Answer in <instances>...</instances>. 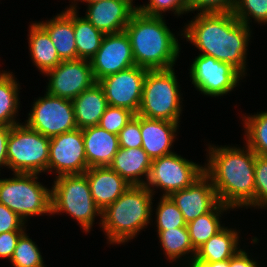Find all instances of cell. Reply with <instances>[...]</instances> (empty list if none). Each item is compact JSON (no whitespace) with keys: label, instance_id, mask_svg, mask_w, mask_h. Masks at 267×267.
<instances>
[{"label":"cell","instance_id":"obj_2","mask_svg":"<svg viewBox=\"0 0 267 267\" xmlns=\"http://www.w3.org/2000/svg\"><path fill=\"white\" fill-rule=\"evenodd\" d=\"M235 147H209L204 173L212 180L219 202L231 207L254 206L256 154Z\"/></svg>","mask_w":267,"mask_h":267},{"label":"cell","instance_id":"obj_13","mask_svg":"<svg viewBox=\"0 0 267 267\" xmlns=\"http://www.w3.org/2000/svg\"><path fill=\"white\" fill-rule=\"evenodd\" d=\"M84 147L79 128L50 138L48 171L55 170L57 176L84 174L89 168Z\"/></svg>","mask_w":267,"mask_h":267},{"label":"cell","instance_id":"obj_21","mask_svg":"<svg viewBox=\"0 0 267 267\" xmlns=\"http://www.w3.org/2000/svg\"><path fill=\"white\" fill-rule=\"evenodd\" d=\"M48 33L62 61L77 60L74 9L68 8L48 22H38Z\"/></svg>","mask_w":267,"mask_h":267},{"label":"cell","instance_id":"obj_26","mask_svg":"<svg viewBox=\"0 0 267 267\" xmlns=\"http://www.w3.org/2000/svg\"><path fill=\"white\" fill-rule=\"evenodd\" d=\"M70 8L74 9V36L77 59L90 60L100 48L105 34L96 29L85 17H78L76 5H72Z\"/></svg>","mask_w":267,"mask_h":267},{"label":"cell","instance_id":"obj_3","mask_svg":"<svg viewBox=\"0 0 267 267\" xmlns=\"http://www.w3.org/2000/svg\"><path fill=\"white\" fill-rule=\"evenodd\" d=\"M163 19L137 10L125 27L136 66L147 70H165L174 66L180 46Z\"/></svg>","mask_w":267,"mask_h":267},{"label":"cell","instance_id":"obj_1","mask_svg":"<svg viewBox=\"0 0 267 267\" xmlns=\"http://www.w3.org/2000/svg\"><path fill=\"white\" fill-rule=\"evenodd\" d=\"M195 17L184 30L187 41L202 51L201 54L231 64L244 76L250 27L233 12L198 13Z\"/></svg>","mask_w":267,"mask_h":267},{"label":"cell","instance_id":"obj_28","mask_svg":"<svg viewBox=\"0 0 267 267\" xmlns=\"http://www.w3.org/2000/svg\"><path fill=\"white\" fill-rule=\"evenodd\" d=\"M157 231L162 248L168 259L176 260L177 258L192 252L191 254H193V256L188 263L190 267L194 260L196 250L191 243L187 226Z\"/></svg>","mask_w":267,"mask_h":267},{"label":"cell","instance_id":"obj_31","mask_svg":"<svg viewBox=\"0 0 267 267\" xmlns=\"http://www.w3.org/2000/svg\"><path fill=\"white\" fill-rule=\"evenodd\" d=\"M37 245L24 232L10 260L14 267H45Z\"/></svg>","mask_w":267,"mask_h":267},{"label":"cell","instance_id":"obj_44","mask_svg":"<svg viewBox=\"0 0 267 267\" xmlns=\"http://www.w3.org/2000/svg\"><path fill=\"white\" fill-rule=\"evenodd\" d=\"M82 1L87 2V3H95V2H98V1H102V0H81V2Z\"/></svg>","mask_w":267,"mask_h":267},{"label":"cell","instance_id":"obj_16","mask_svg":"<svg viewBox=\"0 0 267 267\" xmlns=\"http://www.w3.org/2000/svg\"><path fill=\"white\" fill-rule=\"evenodd\" d=\"M169 197L186 223L210 212L219 203L212 180L205 173L192 185L173 192Z\"/></svg>","mask_w":267,"mask_h":267},{"label":"cell","instance_id":"obj_43","mask_svg":"<svg viewBox=\"0 0 267 267\" xmlns=\"http://www.w3.org/2000/svg\"><path fill=\"white\" fill-rule=\"evenodd\" d=\"M190 267H229V260L218 262H192Z\"/></svg>","mask_w":267,"mask_h":267},{"label":"cell","instance_id":"obj_9","mask_svg":"<svg viewBox=\"0 0 267 267\" xmlns=\"http://www.w3.org/2000/svg\"><path fill=\"white\" fill-rule=\"evenodd\" d=\"M204 174V167L190 162L174 152L155 158L145 187L151 192L150 185L160 187L165 192L163 196H170L173 192L187 188Z\"/></svg>","mask_w":267,"mask_h":267},{"label":"cell","instance_id":"obj_20","mask_svg":"<svg viewBox=\"0 0 267 267\" xmlns=\"http://www.w3.org/2000/svg\"><path fill=\"white\" fill-rule=\"evenodd\" d=\"M88 167L109 166L119 150L118 135L96 125L82 129Z\"/></svg>","mask_w":267,"mask_h":267},{"label":"cell","instance_id":"obj_4","mask_svg":"<svg viewBox=\"0 0 267 267\" xmlns=\"http://www.w3.org/2000/svg\"><path fill=\"white\" fill-rule=\"evenodd\" d=\"M151 192L145 185H131L117 200L102 211V228L111 243L134 238L151 219Z\"/></svg>","mask_w":267,"mask_h":267},{"label":"cell","instance_id":"obj_23","mask_svg":"<svg viewBox=\"0 0 267 267\" xmlns=\"http://www.w3.org/2000/svg\"><path fill=\"white\" fill-rule=\"evenodd\" d=\"M151 162L152 159L142 147L130 149L120 147L109 167L131 185H145L146 181L140 180V176L145 175L148 180Z\"/></svg>","mask_w":267,"mask_h":267},{"label":"cell","instance_id":"obj_18","mask_svg":"<svg viewBox=\"0 0 267 267\" xmlns=\"http://www.w3.org/2000/svg\"><path fill=\"white\" fill-rule=\"evenodd\" d=\"M84 174L87 176L93 200L101 211L114 203L131 186L109 166L90 167Z\"/></svg>","mask_w":267,"mask_h":267},{"label":"cell","instance_id":"obj_17","mask_svg":"<svg viewBox=\"0 0 267 267\" xmlns=\"http://www.w3.org/2000/svg\"><path fill=\"white\" fill-rule=\"evenodd\" d=\"M133 0H102L89 3L85 18L104 34L125 31L132 15L137 11Z\"/></svg>","mask_w":267,"mask_h":267},{"label":"cell","instance_id":"obj_8","mask_svg":"<svg viewBox=\"0 0 267 267\" xmlns=\"http://www.w3.org/2000/svg\"><path fill=\"white\" fill-rule=\"evenodd\" d=\"M0 179V203L24 221L28 216L51 214V190L37 182L36 173H14Z\"/></svg>","mask_w":267,"mask_h":267},{"label":"cell","instance_id":"obj_11","mask_svg":"<svg viewBox=\"0 0 267 267\" xmlns=\"http://www.w3.org/2000/svg\"><path fill=\"white\" fill-rule=\"evenodd\" d=\"M192 84L208 96H221L237 86L242 74L227 62L199 54L190 67Z\"/></svg>","mask_w":267,"mask_h":267},{"label":"cell","instance_id":"obj_40","mask_svg":"<svg viewBox=\"0 0 267 267\" xmlns=\"http://www.w3.org/2000/svg\"><path fill=\"white\" fill-rule=\"evenodd\" d=\"M24 231H9L0 234V257L12 259L18 240Z\"/></svg>","mask_w":267,"mask_h":267},{"label":"cell","instance_id":"obj_29","mask_svg":"<svg viewBox=\"0 0 267 267\" xmlns=\"http://www.w3.org/2000/svg\"><path fill=\"white\" fill-rule=\"evenodd\" d=\"M18 83L12 73L0 72V125L14 126L19 106Z\"/></svg>","mask_w":267,"mask_h":267},{"label":"cell","instance_id":"obj_27","mask_svg":"<svg viewBox=\"0 0 267 267\" xmlns=\"http://www.w3.org/2000/svg\"><path fill=\"white\" fill-rule=\"evenodd\" d=\"M230 208L219 202L210 212L187 223L190 240L195 250L223 228L219 216L221 217V212Z\"/></svg>","mask_w":267,"mask_h":267},{"label":"cell","instance_id":"obj_39","mask_svg":"<svg viewBox=\"0 0 267 267\" xmlns=\"http://www.w3.org/2000/svg\"><path fill=\"white\" fill-rule=\"evenodd\" d=\"M25 221L15 212L0 203V234L9 231H24Z\"/></svg>","mask_w":267,"mask_h":267},{"label":"cell","instance_id":"obj_15","mask_svg":"<svg viewBox=\"0 0 267 267\" xmlns=\"http://www.w3.org/2000/svg\"><path fill=\"white\" fill-rule=\"evenodd\" d=\"M94 78L99 80L135 66L131 42L125 31L105 34L97 53L90 59Z\"/></svg>","mask_w":267,"mask_h":267},{"label":"cell","instance_id":"obj_38","mask_svg":"<svg viewBox=\"0 0 267 267\" xmlns=\"http://www.w3.org/2000/svg\"><path fill=\"white\" fill-rule=\"evenodd\" d=\"M236 0H188L189 12L199 10L200 13L233 12Z\"/></svg>","mask_w":267,"mask_h":267},{"label":"cell","instance_id":"obj_35","mask_svg":"<svg viewBox=\"0 0 267 267\" xmlns=\"http://www.w3.org/2000/svg\"><path fill=\"white\" fill-rule=\"evenodd\" d=\"M149 4L137 6V10L148 16L162 17V11L171 10L181 15L189 11L188 0H149Z\"/></svg>","mask_w":267,"mask_h":267},{"label":"cell","instance_id":"obj_42","mask_svg":"<svg viewBox=\"0 0 267 267\" xmlns=\"http://www.w3.org/2000/svg\"><path fill=\"white\" fill-rule=\"evenodd\" d=\"M11 126L0 125V167L7 166V140Z\"/></svg>","mask_w":267,"mask_h":267},{"label":"cell","instance_id":"obj_32","mask_svg":"<svg viewBox=\"0 0 267 267\" xmlns=\"http://www.w3.org/2000/svg\"><path fill=\"white\" fill-rule=\"evenodd\" d=\"M156 211L158 230L186 227L187 225L181 211L169 196L160 198Z\"/></svg>","mask_w":267,"mask_h":267},{"label":"cell","instance_id":"obj_41","mask_svg":"<svg viewBox=\"0 0 267 267\" xmlns=\"http://www.w3.org/2000/svg\"><path fill=\"white\" fill-rule=\"evenodd\" d=\"M229 267H258L257 262L249 258L247 253L239 249V251L229 259Z\"/></svg>","mask_w":267,"mask_h":267},{"label":"cell","instance_id":"obj_24","mask_svg":"<svg viewBox=\"0 0 267 267\" xmlns=\"http://www.w3.org/2000/svg\"><path fill=\"white\" fill-rule=\"evenodd\" d=\"M238 232L223 227L196 250L193 262L229 260L238 250Z\"/></svg>","mask_w":267,"mask_h":267},{"label":"cell","instance_id":"obj_22","mask_svg":"<svg viewBox=\"0 0 267 267\" xmlns=\"http://www.w3.org/2000/svg\"><path fill=\"white\" fill-rule=\"evenodd\" d=\"M71 101L76 126L81 130L98 125L109 106L104 91L98 82Z\"/></svg>","mask_w":267,"mask_h":267},{"label":"cell","instance_id":"obj_30","mask_svg":"<svg viewBox=\"0 0 267 267\" xmlns=\"http://www.w3.org/2000/svg\"><path fill=\"white\" fill-rule=\"evenodd\" d=\"M245 119L247 145L256 155L267 156V112Z\"/></svg>","mask_w":267,"mask_h":267},{"label":"cell","instance_id":"obj_19","mask_svg":"<svg viewBox=\"0 0 267 267\" xmlns=\"http://www.w3.org/2000/svg\"><path fill=\"white\" fill-rule=\"evenodd\" d=\"M178 125L174 122L140 116L142 148L152 160L173 153L170 148Z\"/></svg>","mask_w":267,"mask_h":267},{"label":"cell","instance_id":"obj_36","mask_svg":"<svg viewBox=\"0 0 267 267\" xmlns=\"http://www.w3.org/2000/svg\"><path fill=\"white\" fill-rule=\"evenodd\" d=\"M254 207L267 206V156L256 155Z\"/></svg>","mask_w":267,"mask_h":267},{"label":"cell","instance_id":"obj_6","mask_svg":"<svg viewBox=\"0 0 267 267\" xmlns=\"http://www.w3.org/2000/svg\"><path fill=\"white\" fill-rule=\"evenodd\" d=\"M55 180L51 189V214L66 212L89 232L95 215L102 216V211L93 200L87 176L60 175Z\"/></svg>","mask_w":267,"mask_h":267},{"label":"cell","instance_id":"obj_33","mask_svg":"<svg viewBox=\"0 0 267 267\" xmlns=\"http://www.w3.org/2000/svg\"><path fill=\"white\" fill-rule=\"evenodd\" d=\"M233 14L248 27L250 17L258 23H267V0H236Z\"/></svg>","mask_w":267,"mask_h":267},{"label":"cell","instance_id":"obj_12","mask_svg":"<svg viewBox=\"0 0 267 267\" xmlns=\"http://www.w3.org/2000/svg\"><path fill=\"white\" fill-rule=\"evenodd\" d=\"M147 69L132 66L98 81L109 106L129 109L138 113Z\"/></svg>","mask_w":267,"mask_h":267},{"label":"cell","instance_id":"obj_10","mask_svg":"<svg viewBox=\"0 0 267 267\" xmlns=\"http://www.w3.org/2000/svg\"><path fill=\"white\" fill-rule=\"evenodd\" d=\"M28 115L26 124L48 138L77 129L72 101L47 92L36 99Z\"/></svg>","mask_w":267,"mask_h":267},{"label":"cell","instance_id":"obj_5","mask_svg":"<svg viewBox=\"0 0 267 267\" xmlns=\"http://www.w3.org/2000/svg\"><path fill=\"white\" fill-rule=\"evenodd\" d=\"M178 88L174 68L148 70L137 114L149 119L179 123L182 109Z\"/></svg>","mask_w":267,"mask_h":267},{"label":"cell","instance_id":"obj_34","mask_svg":"<svg viewBox=\"0 0 267 267\" xmlns=\"http://www.w3.org/2000/svg\"><path fill=\"white\" fill-rule=\"evenodd\" d=\"M135 116L129 109L108 106L102 115L98 126L107 132L118 135L126 124Z\"/></svg>","mask_w":267,"mask_h":267},{"label":"cell","instance_id":"obj_14","mask_svg":"<svg viewBox=\"0 0 267 267\" xmlns=\"http://www.w3.org/2000/svg\"><path fill=\"white\" fill-rule=\"evenodd\" d=\"M45 74L50 76L47 93L70 100L97 82L90 60L86 59L61 61Z\"/></svg>","mask_w":267,"mask_h":267},{"label":"cell","instance_id":"obj_37","mask_svg":"<svg viewBox=\"0 0 267 267\" xmlns=\"http://www.w3.org/2000/svg\"><path fill=\"white\" fill-rule=\"evenodd\" d=\"M119 147L130 149L142 147L140 115L136 114L118 134Z\"/></svg>","mask_w":267,"mask_h":267},{"label":"cell","instance_id":"obj_25","mask_svg":"<svg viewBox=\"0 0 267 267\" xmlns=\"http://www.w3.org/2000/svg\"><path fill=\"white\" fill-rule=\"evenodd\" d=\"M28 36L31 59L42 73L54 69L62 61L50 36L39 23L31 24Z\"/></svg>","mask_w":267,"mask_h":267},{"label":"cell","instance_id":"obj_7","mask_svg":"<svg viewBox=\"0 0 267 267\" xmlns=\"http://www.w3.org/2000/svg\"><path fill=\"white\" fill-rule=\"evenodd\" d=\"M7 146V167L14 173L48 171L50 138L26 123L11 126Z\"/></svg>","mask_w":267,"mask_h":267}]
</instances>
